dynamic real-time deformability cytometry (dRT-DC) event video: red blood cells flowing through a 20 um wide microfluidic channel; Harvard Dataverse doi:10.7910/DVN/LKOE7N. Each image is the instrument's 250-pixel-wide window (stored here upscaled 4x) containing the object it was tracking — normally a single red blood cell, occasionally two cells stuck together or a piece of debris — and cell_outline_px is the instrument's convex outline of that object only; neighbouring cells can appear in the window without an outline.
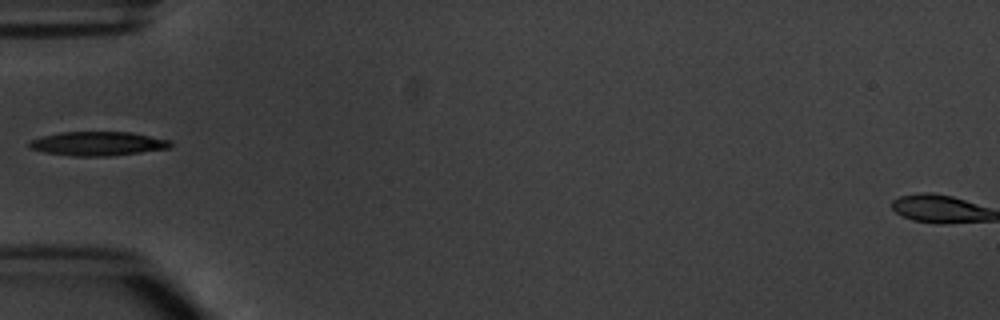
{"species": "common noctule bat (a hibernating species)", "species_latin": "Nyctalus noctula", "temperature_condition": "warm", "stored_images_in_passage": 1, "camera_frame_rate_fps": 3000, "um_per_image_px": 0.085, "animal": {"sex": "male", "body_mass_g": 20.1, "forearm_length_mm": 53.5}, "frame": {"image": 1, "passage_image": 1, "time_ms": 0.0, "image_size_px": [1000, 320], "cell_outline_px": [[172, 144], [168, 148], [140, 152], [108, 156], [76, 156], [44, 152], [32, 148], [28, 144], [28, 140], [40, 136], [60, 132], [132, 132], [172, 140]], "centroid_in_image_um": [8.31, 12.19], "position_along_channel_um": 76.7, "area_um2": 19.77}}